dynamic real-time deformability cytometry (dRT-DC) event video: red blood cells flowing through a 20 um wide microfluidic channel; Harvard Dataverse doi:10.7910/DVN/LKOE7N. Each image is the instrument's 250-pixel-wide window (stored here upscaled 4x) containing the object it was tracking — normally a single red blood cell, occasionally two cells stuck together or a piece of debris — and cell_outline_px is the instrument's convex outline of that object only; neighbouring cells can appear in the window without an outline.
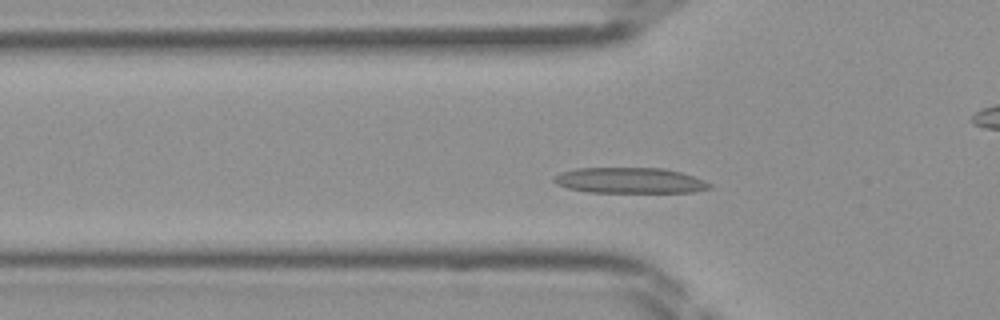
{"species": "Egyptian fruit bat (a non-hibernating species)", "species_latin": "Rousettus aegyptiacus", "temperature_condition": "room temperature", "stored_images_in_passage": 41, "camera_frame_rate_fps": 3000, "um_per_image_px": 0.085, "frame": {"image": 1, "passage_image": 10, "time_ms": 3.0, "image_size_px": [1000, 320], "cell_outline_px": [[712, 188], [692, 192], [588, 192], [568, 188], [556, 184], [552, 180], [552, 176], [560, 172], [576, 168], [664, 168], [680, 172], [704, 180], [712, 184]], "centroid_in_image_um": [53.5, 15.34], "position_along_channel_um": 72.3, "area_um2": 23.35}}
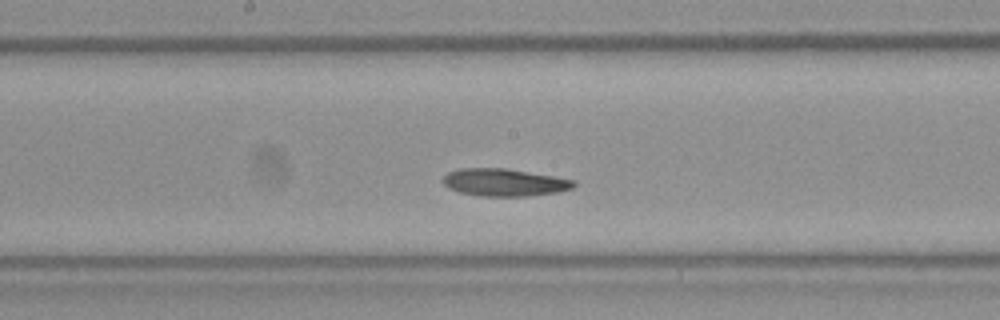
{"frame": {"image": 2, "passage_image": 19, "time_ms": 6.0, "image_size_px": [1000, 320], "cell_outline_px": [[576, 184], [572, 188], [556, 192], [528, 196], [480, 196], [460, 192], [448, 188], [440, 180], [448, 172], [460, 168], [504, 168], [556, 176], [576, 180]], "centroid_in_image_um": [42.86, 15.5], "position_along_channel_um": 205.3, "area_um2": 21.04}}
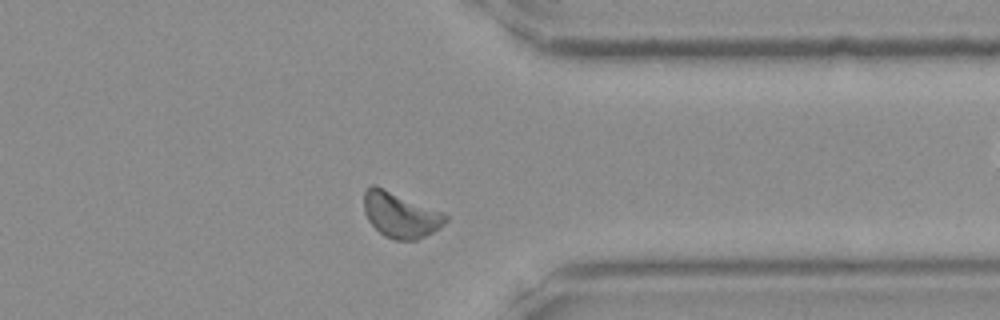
{"frame": {"image": 3, "passage_image": 31, "time_ms": 10.0, "image_size_px": [1000, 320], "cell_outline_px": [[448, 220], [444, 224], [432, 232], [416, 240], [396, 240], [384, 236], [368, 220], [364, 212], [364, 192], [372, 184], [376, 184], [444, 212], [448, 216]], "centroid_in_image_um": [34.04, 18.24], "position_along_channel_um": 377.4, "area_um2": 21.73}}